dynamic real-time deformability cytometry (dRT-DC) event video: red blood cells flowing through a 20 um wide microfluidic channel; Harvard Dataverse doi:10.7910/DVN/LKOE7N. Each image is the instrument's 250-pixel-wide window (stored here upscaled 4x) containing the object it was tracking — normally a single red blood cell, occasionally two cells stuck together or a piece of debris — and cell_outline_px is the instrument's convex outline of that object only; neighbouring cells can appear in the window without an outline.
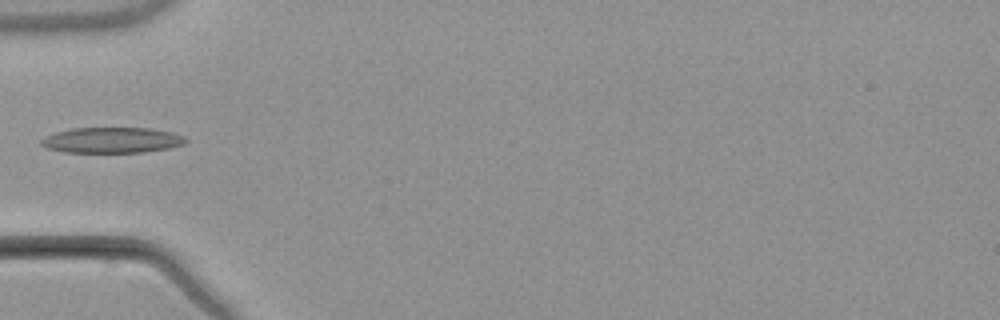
{"species": "common noctule bat (a hibernating species)", "species_latin": "Nyctalus noctula", "temperature_condition": "warm", "stored_images_in_passage": 4, "camera_frame_rate_fps": 3000, "um_per_image_px": 0.085, "animal": {"sex": "male", "body_mass_g": 21.5, "forearm_length_mm": 52.0}, "frame": {"image": 1, "passage_image": 4, "time_ms": 4.0, "image_size_px": [1000, 320], "cell_outline_px": [[188, 140], [184, 144], [168, 148], [144, 152], [64, 152], [48, 148], [40, 144], [40, 140], [56, 132], [72, 128], [148, 128], [172, 132], [184, 136]], "centroid_in_image_um": [9.53, 11.91], "position_along_channel_um": 75.5, "area_um2": 21.44}}